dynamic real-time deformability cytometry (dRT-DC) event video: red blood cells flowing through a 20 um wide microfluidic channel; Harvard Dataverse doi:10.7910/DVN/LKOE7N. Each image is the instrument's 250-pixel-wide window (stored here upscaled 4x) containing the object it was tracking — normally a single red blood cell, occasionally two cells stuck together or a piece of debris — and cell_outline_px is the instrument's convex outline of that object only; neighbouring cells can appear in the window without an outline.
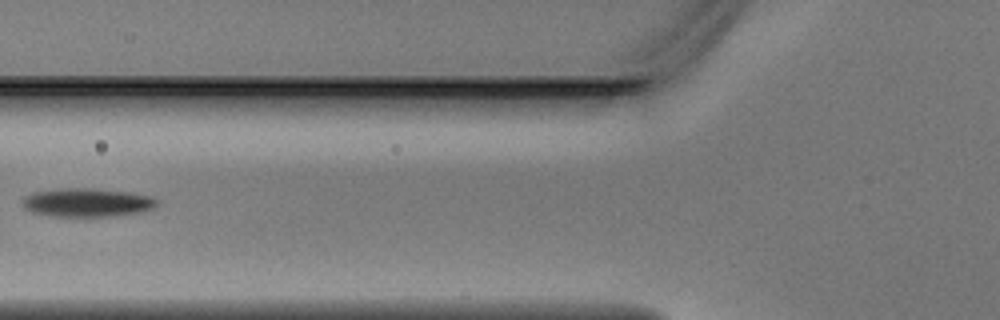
{"species": "Egyptian fruit bat (a non-hibernating species)", "species_latin": "Rousettus aegyptiacus", "temperature_condition": "warm", "stored_images_in_passage": 5, "camera_frame_rate_fps": 3000, "um_per_image_px": 0.085, "animal": {"sex": "male"}, "frame": {"image": 1, "passage_image": 5, "time_ms": 1.333, "image_size_px": [1000, 320], "cell_outline_px": [[160, 200], [152, 208], [140, 212], [116, 216], [48, 216], [32, 212], [24, 208], [20, 200], [24, 196], [36, 192], [60, 188], [92, 188], [128, 192], [152, 196]], "centroid_in_image_um": [7.38, 17.21], "position_along_channel_um": 118.4, "area_um2": 22.54}}